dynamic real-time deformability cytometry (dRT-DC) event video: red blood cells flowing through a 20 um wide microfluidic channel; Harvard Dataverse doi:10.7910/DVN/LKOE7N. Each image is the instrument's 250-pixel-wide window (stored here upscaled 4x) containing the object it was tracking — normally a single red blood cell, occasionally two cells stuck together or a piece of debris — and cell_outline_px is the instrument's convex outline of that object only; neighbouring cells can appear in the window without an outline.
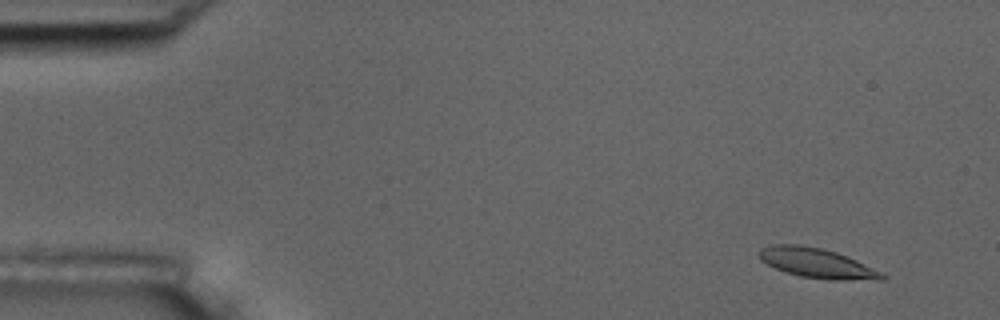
{"species": "common noctule bat (a hibernating species)", "species_latin": "Nyctalus noctula", "temperature_condition": "room temperature", "stored_images_in_passage": 6, "camera_frame_rate_fps": 3000, "um_per_image_px": 0.085, "animal": {"sex": "male", "body_mass_g": 17.5, "forearm_length_mm": 52.3}, "frame": {"image": 1, "passage_image": 2, "time_ms": 1.0, "image_size_px": [1000, 320], "cell_outline_px": [[888, 276], [884, 280], [828, 280], [800, 276], [776, 268], [760, 260], [756, 252], [760, 248], [772, 244], [800, 244], [820, 248], [836, 252], [856, 260]], "centroid_in_image_um": [69.41, 22.36], "position_along_channel_um": 15.6, "area_um2": 21.33}}
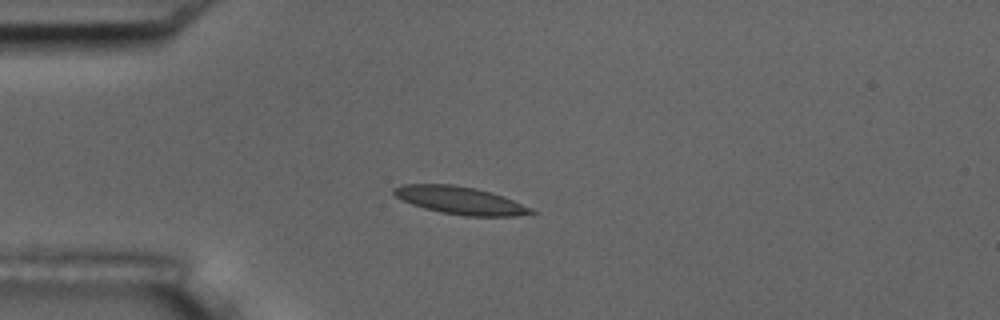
{"frame": {"image": 2, "passage_image": 5, "time_ms": 4.333, "image_size_px": [1000, 320], "cell_outline_px": [[536, 212], [516, 216], [464, 216], [440, 212], [424, 208], [412, 204], [396, 196], [392, 192], [392, 188], [400, 184], [452, 184], [476, 188], [504, 196], [532, 208]], "centroid_in_image_um": [39.1, 17.03], "position_along_channel_um": 45.9, "area_um2": 22.14}}
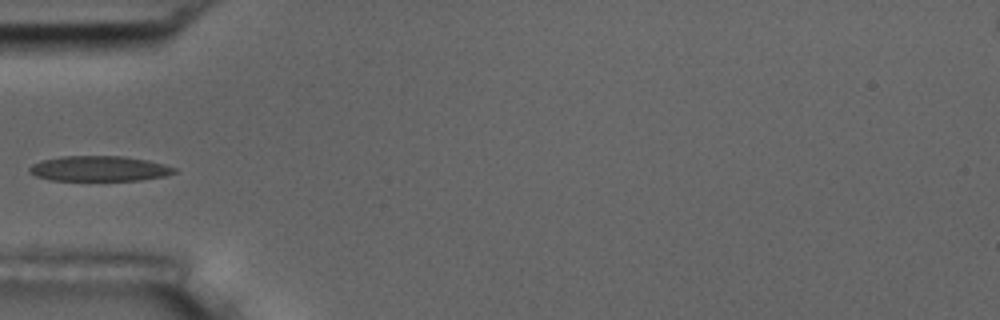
{"frame": {"image": 3, "passage_image": 6, "time_ms": 5.667, "image_size_px": [1000, 320], "cell_outline_px": [[176, 172], [164, 176], [140, 180], [48, 180], [36, 176], [28, 172], [28, 168], [32, 164], [40, 160], [60, 156], [124, 156], [148, 160], [164, 164], [176, 168]], "centroid_in_image_um": [8.39, 14.32], "position_along_channel_um": 76.6, "area_um2": 21.44}}